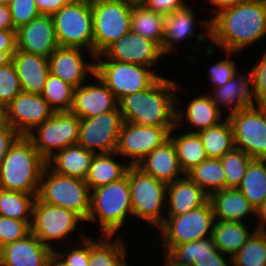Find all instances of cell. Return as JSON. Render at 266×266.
I'll list each match as a JSON object with an SVG mask.
<instances>
[{
  "label": "cell",
  "mask_w": 266,
  "mask_h": 266,
  "mask_svg": "<svg viewBox=\"0 0 266 266\" xmlns=\"http://www.w3.org/2000/svg\"><path fill=\"white\" fill-rule=\"evenodd\" d=\"M266 36V0H246L218 12L211 19V44L205 55L215 48L229 55L241 53Z\"/></svg>",
  "instance_id": "cell-1"
},
{
  "label": "cell",
  "mask_w": 266,
  "mask_h": 266,
  "mask_svg": "<svg viewBox=\"0 0 266 266\" xmlns=\"http://www.w3.org/2000/svg\"><path fill=\"white\" fill-rule=\"evenodd\" d=\"M181 85L160 76L149 88L123 97L118 106L125 122L136 125L176 126V93Z\"/></svg>",
  "instance_id": "cell-2"
},
{
  "label": "cell",
  "mask_w": 266,
  "mask_h": 266,
  "mask_svg": "<svg viewBox=\"0 0 266 266\" xmlns=\"http://www.w3.org/2000/svg\"><path fill=\"white\" fill-rule=\"evenodd\" d=\"M46 161L27 136H20L0 164V188L27 194H38Z\"/></svg>",
  "instance_id": "cell-3"
},
{
  "label": "cell",
  "mask_w": 266,
  "mask_h": 266,
  "mask_svg": "<svg viewBox=\"0 0 266 266\" xmlns=\"http://www.w3.org/2000/svg\"><path fill=\"white\" fill-rule=\"evenodd\" d=\"M132 214L128 171L121 180L90 191V211L86 222H98L102 235L114 236ZM119 229V230H118Z\"/></svg>",
  "instance_id": "cell-4"
},
{
  "label": "cell",
  "mask_w": 266,
  "mask_h": 266,
  "mask_svg": "<svg viewBox=\"0 0 266 266\" xmlns=\"http://www.w3.org/2000/svg\"><path fill=\"white\" fill-rule=\"evenodd\" d=\"M37 198L71 210L84 221L88 219L90 190L85 180L55 173L47 164L41 174Z\"/></svg>",
  "instance_id": "cell-5"
},
{
  "label": "cell",
  "mask_w": 266,
  "mask_h": 266,
  "mask_svg": "<svg viewBox=\"0 0 266 266\" xmlns=\"http://www.w3.org/2000/svg\"><path fill=\"white\" fill-rule=\"evenodd\" d=\"M128 179L133 217L158 228L166 216L167 184L137 166L128 168Z\"/></svg>",
  "instance_id": "cell-6"
},
{
  "label": "cell",
  "mask_w": 266,
  "mask_h": 266,
  "mask_svg": "<svg viewBox=\"0 0 266 266\" xmlns=\"http://www.w3.org/2000/svg\"><path fill=\"white\" fill-rule=\"evenodd\" d=\"M136 0H91L93 55L102 54L131 30L132 6Z\"/></svg>",
  "instance_id": "cell-7"
},
{
  "label": "cell",
  "mask_w": 266,
  "mask_h": 266,
  "mask_svg": "<svg viewBox=\"0 0 266 266\" xmlns=\"http://www.w3.org/2000/svg\"><path fill=\"white\" fill-rule=\"evenodd\" d=\"M58 46L86 49L93 55L91 0H72L52 15Z\"/></svg>",
  "instance_id": "cell-8"
},
{
  "label": "cell",
  "mask_w": 266,
  "mask_h": 266,
  "mask_svg": "<svg viewBox=\"0 0 266 266\" xmlns=\"http://www.w3.org/2000/svg\"><path fill=\"white\" fill-rule=\"evenodd\" d=\"M95 75L113 92L118 102L125 96L149 88L160 76L152 68L95 56Z\"/></svg>",
  "instance_id": "cell-9"
},
{
  "label": "cell",
  "mask_w": 266,
  "mask_h": 266,
  "mask_svg": "<svg viewBox=\"0 0 266 266\" xmlns=\"http://www.w3.org/2000/svg\"><path fill=\"white\" fill-rule=\"evenodd\" d=\"M84 220L75 212L41 202L37 197L33 204L31 232L46 246L54 250L50 241H58V247L69 244L71 234ZM70 237V238H69Z\"/></svg>",
  "instance_id": "cell-10"
},
{
  "label": "cell",
  "mask_w": 266,
  "mask_h": 266,
  "mask_svg": "<svg viewBox=\"0 0 266 266\" xmlns=\"http://www.w3.org/2000/svg\"><path fill=\"white\" fill-rule=\"evenodd\" d=\"M215 217L209 201L179 216H165L158 227L163 247H174L212 236Z\"/></svg>",
  "instance_id": "cell-11"
},
{
  "label": "cell",
  "mask_w": 266,
  "mask_h": 266,
  "mask_svg": "<svg viewBox=\"0 0 266 266\" xmlns=\"http://www.w3.org/2000/svg\"><path fill=\"white\" fill-rule=\"evenodd\" d=\"M80 119L70 111L54 112L44 123L37 126L27 137L47 162L59 150L76 145Z\"/></svg>",
  "instance_id": "cell-12"
},
{
  "label": "cell",
  "mask_w": 266,
  "mask_h": 266,
  "mask_svg": "<svg viewBox=\"0 0 266 266\" xmlns=\"http://www.w3.org/2000/svg\"><path fill=\"white\" fill-rule=\"evenodd\" d=\"M233 131L234 147L252 159H266V115L259 105L227 116Z\"/></svg>",
  "instance_id": "cell-13"
},
{
  "label": "cell",
  "mask_w": 266,
  "mask_h": 266,
  "mask_svg": "<svg viewBox=\"0 0 266 266\" xmlns=\"http://www.w3.org/2000/svg\"><path fill=\"white\" fill-rule=\"evenodd\" d=\"M124 123L119 106L89 119H80L77 144L94 154L115 152Z\"/></svg>",
  "instance_id": "cell-14"
},
{
  "label": "cell",
  "mask_w": 266,
  "mask_h": 266,
  "mask_svg": "<svg viewBox=\"0 0 266 266\" xmlns=\"http://www.w3.org/2000/svg\"><path fill=\"white\" fill-rule=\"evenodd\" d=\"M172 129L124 121L115 152L119 157L129 158L127 162L130 166H137L145 156L169 139Z\"/></svg>",
  "instance_id": "cell-15"
},
{
  "label": "cell",
  "mask_w": 266,
  "mask_h": 266,
  "mask_svg": "<svg viewBox=\"0 0 266 266\" xmlns=\"http://www.w3.org/2000/svg\"><path fill=\"white\" fill-rule=\"evenodd\" d=\"M54 112L41 95L21 91L6 106V120L21 136H27Z\"/></svg>",
  "instance_id": "cell-16"
},
{
  "label": "cell",
  "mask_w": 266,
  "mask_h": 266,
  "mask_svg": "<svg viewBox=\"0 0 266 266\" xmlns=\"http://www.w3.org/2000/svg\"><path fill=\"white\" fill-rule=\"evenodd\" d=\"M162 251L168 266H232V258L216 248L212 236Z\"/></svg>",
  "instance_id": "cell-17"
},
{
  "label": "cell",
  "mask_w": 266,
  "mask_h": 266,
  "mask_svg": "<svg viewBox=\"0 0 266 266\" xmlns=\"http://www.w3.org/2000/svg\"><path fill=\"white\" fill-rule=\"evenodd\" d=\"M194 10L189 4L165 16L164 40L161 47L163 56L169 52L173 54L177 50L176 44H182V41L187 40L188 37H194L197 42L204 45L211 44V19L206 18V20L201 19V22L197 21L198 18L195 17L197 14ZM197 22L204 27L205 36L202 33L196 34L194 32Z\"/></svg>",
  "instance_id": "cell-18"
},
{
  "label": "cell",
  "mask_w": 266,
  "mask_h": 266,
  "mask_svg": "<svg viewBox=\"0 0 266 266\" xmlns=\"http://www.w3.org/2000/svg\"><path fill=\"white\" fill-rule=\"evenodd\" d=\"M108 60L155 67L163 57L161 47L143 36L127 32L103 53Z\"/></svg>",
  "instance_id": "cell-19"
},
{
  "label": "cell",
  "mask_w": 266,
  "mask_h": 266,
  "mask_svg": "<svg viewBox=\"0 0 266 266\" xmlns=\"http://www.w3.org/2000/svg\"><path fill=\"white\" fill-rule=\"evenodd\" d=\"M83 50L85 49L58 46L49 57L50 73L75 89L85 84L88 76L95 74V59L89 62L84 58Z\"/></svg>",
  "instance_id": "cell-20"
},
{
  "label": "cell",
  "mask_w": 266,
  "mask_h": 266,
  "mask_svg": "<svg viewBox=\"0 0 266 266\" xmlns=\"http://www.w3.org/2000/svg\"><path fill=\"white\" fill-rule=\"evenodd\" d=\"M94 84L85 83L74 90L71 113L79 119H89L102 113L115 110L118 107V100L113 92L93 75ZM98 82V83H97Z\"/></svg>",
  "instance_id": "cell-21"
},
{
  "label": "cell",
  "mask_w": 266,
  "mask_h": 266,
  "mask_svg": "<svg viewBox=\"0 0 266 266\" xmlns=\"http://www.w3.org/2000/svg\"><path fill=\"white\" fill-rule=\"evenodd\" d=\"M58 47L51 15L40 14L17 29V49L49 58Z\"/></svg>",
  "instance_id": "cell-22"
},
{
  "label": "cell",
  "mask_w": 266,
  "mask_h": 266,
  "mask_svg": "<svg viewBox=\"0 0 266 266\" xmlns=\"http://www.w3.org/2000/svg\"><path fill=\"white\" fill-rule=\"evenodd\" d=\"M208 95L223 114L224 107L228 109V113L225 116L238 110L258 105L254 96L253 80L250 73L244 75V73L240 74L237 72L224 85L213 88L212 92L208 93Z\"/></svg>",
  "instance_id": "cell-23"
},
{
  "label": "cell",
  "mask_w": 266,
  "mask_h": 266,
  "mask_svg": "<svg viewBox=\"0 0 266 266\" xmlns=\"http://www.w3.org/2000/svg\"><path fill=\"white\" fill-rule=\"evenodd\" d=\"M52 251L30 232L0 248V266H47Z\"/></svg>",
  "instance_id": "cell-24"
},
{
  "label": "cell",
  "mask_w": 266,
  "mask_h": 266,
  "mask_svg": "<svg viewBox=\"0 0 266 266\" xmlns=\"http://www.w3.org/2000/svg\"><path fill=\"white\" fill-rule=\"evenodd\" d=\"M179 100L177 93L176 107L178 108H176V125L182 127L181 125H183L184 122H187V124L189 123L191 130L184 129L187 132L198 133L221 123L225 119L224 116H222V111L214 105L207 92L206 94L203 93V95L201 94L192 98L186 103L188 105H186V108H183V110L185 109V116L180 110L182 106L179 105H182V103H179L181 102V100Z\"/></svg>",
  "instance_id": "cell-25"
},
{
  "label": "cell",
  "mask_w": 266,
  "mask_h": 266,
  "mask_svg": "<svg viewBox=\"0 0 266 266\" xmlns=\"http://www.w3.org/2000/svg\"><path fill=\"white\" fill-rule=\"evenodd\" d=\"M137 167L167 185L186 175L180 167L175 146L170 138L145 156Z\"/></svg>",
  "instance_id": "cell-26"
},
{
  "label": "cell",
  "mask_w": 266,
  "mask_h": 266,
  "mask_svg": "<svg viewBox=\"0 0 266 266\" xmlns=\"http://www.w3.org/2000/svg\"><path fill=\"white\" fill-rule=\"evenodd\" d=\"M12 62L22 91L41 95L50 73L49 58L17 49L12 56Z\"/></svg>",
  "instance_id": "cell-27"
},
{
  "label": "cell",
  "mask_w": 266,
  "mask_h": 266,
  "mask_svg": "<svg viewBox=\"0 0 266 266\" xmlns=\"http://www.w3.org/2000/svg\"><path fill=\"white\" fill-rule=\"evenodd\" d=\"M217 221L247 222L248 216L255 218L256 211L238 188H227L208 196Z\"/></svg>",
  "instance_id": "cell-28"
},
{
  "label": "cell",
  "mask_w": 266,
  "mask_h": 266,
  "mask_svg": "<svg viewBox=\"0 0 266 266\" xmlns=\"http://www.w3.org/2000/svg\"><path fill=\"white\" fill-rule=\"evenodd\" d=\"M208 195L187 175L167 185L166 216H179L199 208Z\"/></svg>",
  "instance_id": "cell-29"
},
{
  "label": "cell",
  "mask_w": 266,
  "mask_h": 266,
  "mask_svg": "<svg viewBox=\"0 0 266 266\" xmlns=\"http://www.w3.org/2000/svg\"><path fill=\"white\" fill-rule=\"evenodd\" d=\"M94 155L76 144L59 150L46 164L55 173L85 180Z\"/></svg>",
  "instance_id": "cell-30"
},
{
  "label": "cell",
  "mask_w": 266,
  "mask_h": 266,
  "mask_svg": "<svg viewBox=\"0 0 266 266\" xmlns=\"http://www.w3.org/2000/svg\"><path fill=\"white\" fill-rule=\"evenodd\" d=\"M116 152L95 154L91 160L85 182L90 191L121 180L126 176L129 163L115 160Z\"/></svg>",
  "instance_id": "cell-31"
},
{
  "label": "cell",
  "mask_w": 266,
  "mask_h": 266,
  "mask_svg": "<svg viewBox=\"0 0 266 266\" xmlns=\"http://www.w3.org/2000/svg\"><path fill=\"white\" fill-rule=\"evenodd\" d=\"M249 222L217 221L213 225L212 238L216 248L232 258L247 242L252 233ZM249 227V229H248Z\"/></svg>",
  "instance_id": "cell-32"
},
{
  "label": "cell",
  "mask_w": 266,
  "mask_h": 266,
  "mask_svg": "<svg viewBox=\"0 0 266 266\" xmlns=\"http://www.w3.org/2000/svg\"><path fill=\"white\" fill-rule=\"evenodd\" d=\"M90 238L89 266H128L127 246L120 235Z\"/></svg>",
  "instance_id": "cell-33"
},
{
  "label": "cell",
  "mask_w": 266,
  "mask_h": 266,
  "mask_svg": "<svg viewBox=\"0 0 266 266\" xmlns=\"http://www.w3.org/2000/svg\"><path fill=\"white\" fill-rule=\"evenodd\" d=\"M165 16L147 8L140 1L136 0L132 6L131 31L162 47Z\"/></svg>",
  "instance_id": "cell-34"
},
{
  "label": "cell",
  "mask_w": 266,
  "mask_h": 266,
  "mask_svg": "<svg viewBox=\"0 0 266 266\" xmlns=\"http://www.w3.org/2000/svg\"><path fill=\"white\" fill-rule=\"evenodd\" d=\"M177 125L170 132L169 138L172 140L179 164L185 174L191 169L208 159L205 148L198 133L183 131L176 133ZM174 132V133H173Z\"/></svg>",
  "instance_id": "cell-35"
},
{
  "label": "cell",
  "mask_w": 266,
  "mask_h": 266,
  "mask_svg": "<svg viewBox=\"0 0 266 266\" xmlns=\"http://www.w3.org/2000/svg\"><path fill=\"white\" fill-rule=\"evenodd\" d=\"M238 189L257 211L266 200V159L250 161Z\"/></svg>",
  "instance_id": "cell-36"
},
{
  "label": "cell",
  "mask_w": 266,
  "mask_h": 266,
  "mask_svg": "<svg viewBox=\"0 0 266 266\" xmlns=\"http://www.w3.org/2000/svg\"><path fill=\"white\" fill-rule=\"evenodd\" d=\"M208 196L227 189L226 176L220 159L208 158L186 174Z\"/></svg>",
  "instance_id": "cell-37"
},
{
  "label": "cell",
  "mask_w": 266,
  "mask_h": 266,
  "mask_svg": "<svg viewBox=\"0 0 266 266\" xmlns=\"http://www.w3.org/2000/svg\"><path fill=\"white\" fill-rule=\"evenodd\" d=\"M208 158L220 159L234 148L233 131L227 116L210 128L198 132Z\"/></svg>",
  "instance_id": "cell-38"
},
{
  "label": "cell",
  "mask_w": 266,
  "mask_h": 266,
  "mask_svg": "<svg viewBox=\"0 0 266 266\" xmlns=\"http://www.w3.org/2000/svg\"><path fill=\"white\" fill-rule=\"evenodd\" d=\"M37 194L8 191L0 188V215L20 221H32Z\"/></svg>",
  "instance_id": "cell-39"
},
{
  "label": "cell",
  "mask_w": 266,
  "mask_h": 266,
  "mask_svg": "<svg viewBox=\"0 0 266 266\" xmlns=\"http://www.w3.org/2000/svg\"><path fill=\"white\" fill-rule=\"evenodd\" d=\"M232 266H266V232L255 230L232 257Z\"/></svg>",
  "instance_id": "cell-40"
},
{
  "label": "cell",
  "mask_w": 266,
  "mask_h": 266,
  "mask_svg": "<svg viewBox=\"0 0 266 266\" xmlns=\"http://www.w3.org/2000/svg\"><path fill=\"white\" fill-rule=\"evenodd\" d=\"M75 88L49 73L41 96L55 112L69 111Z\"/></svg>",
  "instance_id": "cell-41"
},
{
  "label": "cell",
  "mask_w": 266,
  "mask_h": 266,
  "mask_svg": "<svg viewBox=\"0 0 266 266\" xmlns=\"http://www.w3.org/2000/svg\"><path fill=\"white\" fill-rule=\"evenodd\" d=\"M220 160L225 172L227 188H238L252 158L234 147L221 157Z\"/></svg>",
  "instance_id": "cell-42"
},
{
  "label": "cell",
  "mask_w": 266,
  "mask_h": 266,
  "mask_svg": "<svg viewBox=\"0 0 266 266\" xmlns=\"http://www.w3.org/2000/svg\"><path fill=\"white\" fill-rule=\"evenodd\" d=\"M81 242L65 245L64 251L54 248V251L69 265V266H89L90 261V235H80ZM71 245L72 247L70 248ZM69 247V248H68Z\"/></svg>",
  "instance_id": "cell-43"
},
{
  "label": "cell",
  "mask_w": 266,
  "mask_h": 266,
  "mask_svg": "<svg viewBox=\"0 0 266 266\" xmlns=\"http://www.w3.org/2000/svg\"><path fill=\"white\" fill-rule=\"evenodd\" d=\"M21 91L13 62L0 67V104L6 107Z\"/></svg>",
  "instance_id": "cell-44"
},
{
  "label": "cell",
  "mask_w": 266,
  "mask_h": 266,
  "mask_svg": "<svg viewBox=\"0 0 266 266\" xmlns=\"http://www.w3.org/2000/svg\"><path fill=\"white\" fill-rule=\"evenodd\" d=\"M31 222L0 215V248L28 235L31 232Z\"/></svg>",
  "instance_id": "cell-45"
},
{
  "label": "cell",
  "mask_w": 266,
  "mask_h": 266,
  "mask_svg": "<svg viewBox=\"0 0 266 266\" xmlns=\"http://www.w3.org/2000/svg\"><path fill=\"white\" fill-rule=\"evenodd\" d=\"M9 8L16 30L40 15L35 0H12Z\"/></svg>",
  "instance_id": "cell-46"
},
{
  "label": "cell",
  "mask_w": 266,
  "mask_h": 266,
  "mask_svg": "<svg viewBox=\"0 0 266 266\" xmlns=\"http://www.w3.org/2000/svg\"><path fill=\"white\" fill-rule=\"evenodd\" d=\"M237 63L234 59L227 58L226 60H220L217 63L210 65L208 70V78L212 85V89L220 87L228 82L238 72Z\"/></svg>",
  "instance_id": "cell-47"
},
{
  "label": "cell",
  "mask_w": 266,
  "mask_h": 266,
  "mask_svg": "<svg viewBox=\"0 0 266 266\" xmlns=\"http://www.w3.org/2000/svg\"><path fill=\"white\" fill-rule=\"evenodd\" d=\"M253 80L254 96L259 104L266 100V50L258 63L253 64L251 71H248Z\"/></svg>",
  "instance_id": "cell-48"
},
{
  "label": "cell",
  "mask_w": 266,
  "mask_h": 266,
  "mask_svg": "<svg viewBox=\"0 0 266 266\" xmlns=\"http://www.w3.org/2000/svg\"><path fill=\"white\" fill-rule=\"evenodd\" d=\"M147 8L159 12L161 14L167 15L176 10L185 7L188 2L185 0H138Z\"/></svg>",
  "instance_id": "cell-49"
},
{
  "label": "cell",
  "mask_w": 266,
  "mask_h": 266,
  "mask_svg": "<svg viewBox=\"0 0 266 266\" xmlns=\"http://www.w3.org/2000/svg\"><path fill=\"white\" fill-rule=\"evenodd\" d=\"M21 135L8 124L0 129V164L7 151Z\"/></svg>",
  "instance_id": "cell-50"
},
{
  "label": "cell",
  "mask_w": 266,
  "mask_h": 266,
  "mask_svg": "<svg viewBox=\"0 0 266 266\" xmlns=\"http://www.w3.org/2000/svg\"><path fill=\"white\" fill-rule=\"evenodd\" d=\"M71 1L72 0H35V4L40 14L52 16Z\"/></svg>",
  "instance_id": "cell-51"
},
{
  "label": "cell",
  "mask_w": 266,
  "mask_h": 266,
  "mask_svg": "<svg viewBox=\"0 0 266 266\" xmlns=\"http://www.w3.org/2000/svg\"><path fill=\"white\" fill-rule=\"evenodd\" d=\"M17 50V30H0V51Z\"/></svg>",
  "instance_id": "cell-52"
},
{
  "label": "cell",
  "mask_w": 266,
  "mask_h": 266,
  "mask_svg": "<svg viewBox=\"0 0 266 266\" xmlns=\"http://www.w3.org/2000/svg\"><path fill=\"white\" fill-rule=\"evenodd\" d=\"M0 30H16L13 25L10 8L0 4Z\"/></svg>",
  "instance_id": "cell-53"
},
{
  "label": "cell",
  "mask_w": 266,
  "mask_h": 266,
  "mask_svg": "<svg viewBox=\"0 0 266 266\" xmlns=\"http://www.w3.org/2000/svg\"><path fill=\"white\" fill-rule=\"evenodd\" d=\"M246 0H208V2L210 3V6H212L211 4H213L214 10H213V15L210 16V19H212L218 12H220L221 10L230 8V7H234L237 4L244 2ZM215 13V14H214Z\"/></svg>",
  "instance_id": "cell-54"
},
{
  "label": "cell",
  "mask_w": 266,
  "mask_h": 266,
  "mask_svg": "<svg viewBox=\"0 0 266 266\" xmlns=\"http://www.w3.org/2000/svg\"><path fill=\"white\" fill-rule=\"evenodd\" d=\"M256 217L257 222L252 225H255L256 230L266 232V200L256 211Z\"/></svg>",
  "instance_id": "cell-55"
},
{
  "label": "cell",
  "mask_w": 266,
  "mask_h": 266,
  "mask_svg": "<svg viewBox=\"0 0 266 266\" xmlns=\"http://www.w3.org/2000/svg\"><path fill=\"white\" fill-rule=\"evenodd\" d=\"M47 266H69L54 250L50 254Z\"/></svg>",
  "instance_id": "cell-56"
},
{
  "label": "cell",
  "mask_w": 266,
  "mask_h": 266,
  "mask_svg": "<svg viewBox=\"0 0 266 266\" xmlns=\"http://www.w3.org/2000/svg\"><path fill=\"white\" fill-rule=\"evenodd\" d=\"M15 52L0 51V67L12 62V56Z\"/></svg>",
  "instance_id": "cell-57"
},
{
  "label": "cell",
  "mask_w": 266,
  "mask_h": 266,
  "mask_svg": "<svg viewBox=\"0 0 266 266\" xmlns=\"http://www.w3.org/2000/svg\"><path fill=\"white\" fill-rule=\"evenodd\" d=\"M6 125V107L0 104V129H3Z\"/></svg>",
  "instance_id": "cell-58"
},
{
  "label": "cell",
  "mask_w": 266,
  "mask_h": 266,
  "mask_svg": "<svg viewBox=\"0 0 266 266\" xmlns=\"http://www.w3.org/2000/svg\"><path fill=\"white\" fill-rule=\"evenodd\" d=\"M260 108L264 111L265 115H266V100L261 101L259 104Z\"/></svg>",
  "instance_id": "cell-59"
},
{
  "label": "cell",
  "mask_w": 266,
  "mask_h": 266,
  "mask_svg": "<svg viewBox=\"0 0 266 266\" xmlns=\"http://www.w3.org/2000/svg\"><path fill=\"white\" fill-rule=\"evenodd\" d=\"M11 1L12 0H0V4L9 6V4L11 3Z\"/></svg>",
  "instance_id": "cell-60"
}]
</instances>
